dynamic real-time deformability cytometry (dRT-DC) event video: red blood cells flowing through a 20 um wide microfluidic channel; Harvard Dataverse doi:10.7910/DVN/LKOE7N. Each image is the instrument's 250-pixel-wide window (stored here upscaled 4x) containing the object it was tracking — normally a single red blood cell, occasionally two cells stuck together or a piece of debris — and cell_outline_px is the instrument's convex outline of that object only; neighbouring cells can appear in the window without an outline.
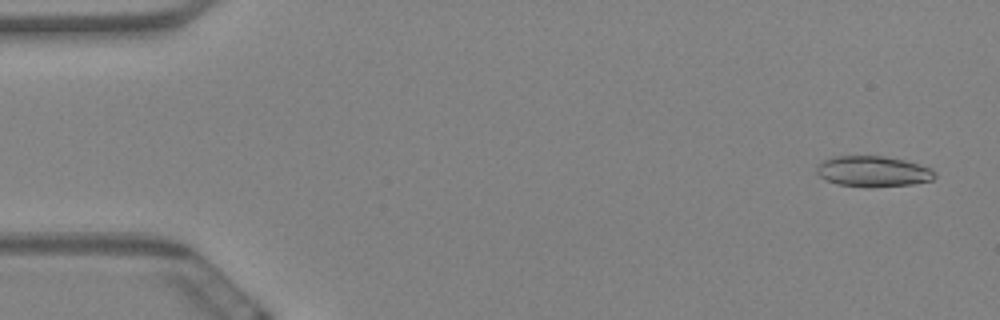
{"species": "Egyptian fruit bat (a non-hibernating species)", "species_latin": "Rousettus aegyptiacus", "temperature_condition": "warm", "stored_images_in_passage": 57, "camera_frame_rate_fps": 3000, "um_per_image_px": 0.085, "animal": {"sex": "female"}, "frame": {"image": 1, "passage_image": 1, "time_ms": 0.0, "image_size_px": [1000, 320], "cell_outline_px": [[936, 176], [932, 180], [912, 184], [868, 188], [840, 184], [828, 180], [820, 176], [816, 172], [816, 168], [824, 160], [836, 156], [884, 156], [904, 160], [932, 168], [936, 172]], "centroid_in_image_um": [74.25, 14.57], "position_along_channel_um": 10.7, "area_um2": 21.1}}
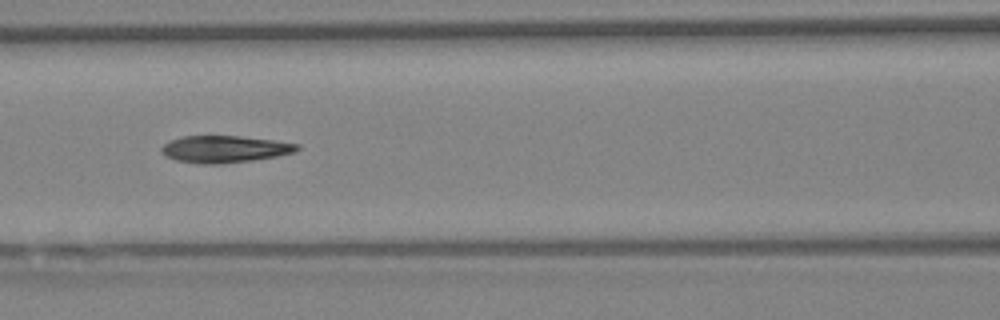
{"frame": {"image": 2, "passage_image": 24, "time_ms": 7.667, "image_size_px": [1000, 320], "cell_outline_px": [[300, 148], [296, 152], [276, 156], [252, 160], [220, 164], [204, 164], [176, 160], [164, 156], [160, 152], [160, 148], [168, 140], [180, 136], [240, 136], [272, 140], [300, 144]], "centroid_in_image_um": [19.05, 12.67], "position_along_channel_um": 147.5, "area_um2": 21.44}}
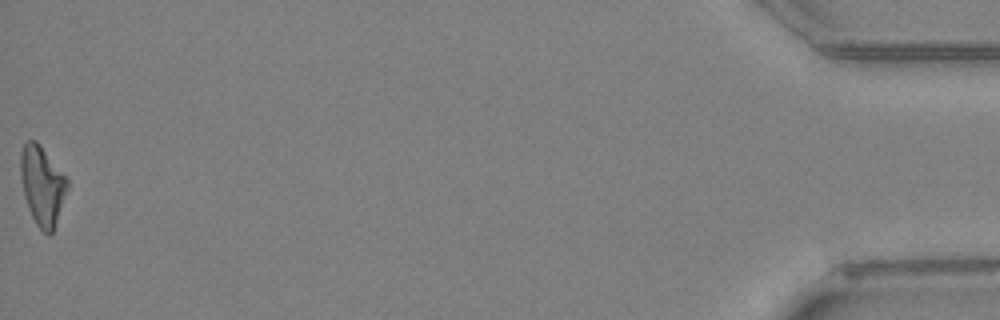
{"frame": {"image": 3, "passage_image": 57, "time_ms": 18.667, "image_size_px": [1000, 320], "cell_outline_px": [[68, 188], [52, 232], [48, 236], [36, 224], [32, 216], [24, 196], [20, 176], [20, 156], [24, 144], [28, 140], [36, 140], [40, 144], [68, 180]], "centroid_in_image_um": [3.57, 15.75], "position_along_channel_um": 431.6, "area_um2": 21.21}, "authors_computed_cell_mechanics": {"area_um2": 21.3282, "velocity_mm_per_s": 3.4998, "shape_relaxation_time_tau1_ms": 7.2556, "shape_relaxation_time_tau2_ms": 3.762, "deformation_change_tau1": 0.2067, "deformation_change_tau2": 0.1256}}